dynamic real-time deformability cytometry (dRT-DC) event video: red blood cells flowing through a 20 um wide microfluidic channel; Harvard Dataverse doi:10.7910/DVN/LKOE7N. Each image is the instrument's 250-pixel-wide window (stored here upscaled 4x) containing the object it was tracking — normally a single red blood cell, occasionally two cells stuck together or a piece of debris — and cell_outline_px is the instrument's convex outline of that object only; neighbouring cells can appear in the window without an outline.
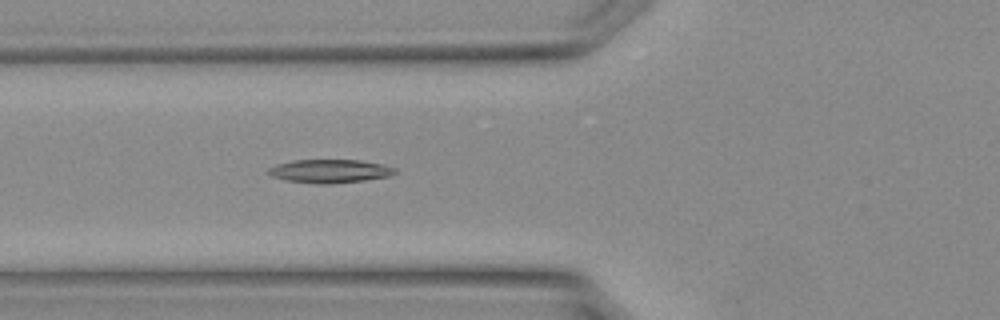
{"species": "Egyptian fruit bat (a non-hibernating species)", "species_latin": "Rousettus aegyptiacus", "temperature_condition": "warm", "stored_images_in_passage": 28, "camera_frame_rate_fps": 3000, "um_per_image_px": 0.085, "animal": {"sex": "female"}, "frame": {"image": 1, "passage_image": 6, "time_ms": 1.667, "image_size_px": [1000, 320], "cell_outline_px": [[396, 172], [388, 176], [364, 180], [328, 184], [320, 184], [288, 180], [272, 176], [264, 172], [268, 168], [276, 164], [292, 160], [360, 160], [384, 164], [396, 168]], "centroid_in_image_um": [28.01, 14.53], "position_along_channel_um": 97.8, "area_um2": 17.28}}
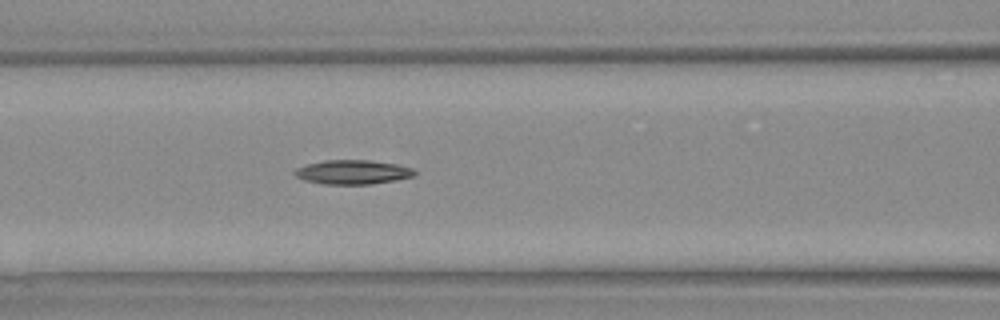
{"frame": {"image": 2, "passage_image": 8, "time_ms": 2.333, "image_size_px": [1000, 320], "cell_outline_px": [[416, 172], [412, 176], [396, 180], [372, 184], [324, 184], [304, 180], [296, 176], [292, 172], [296, 168], [308, 164], [324, 160], [368, 160], [396, 164], [412, 168]], "centroid_in_image_um": [29.95, 14.63], "position_along_channel_um": 136.6, "area_um2": 16.82}}
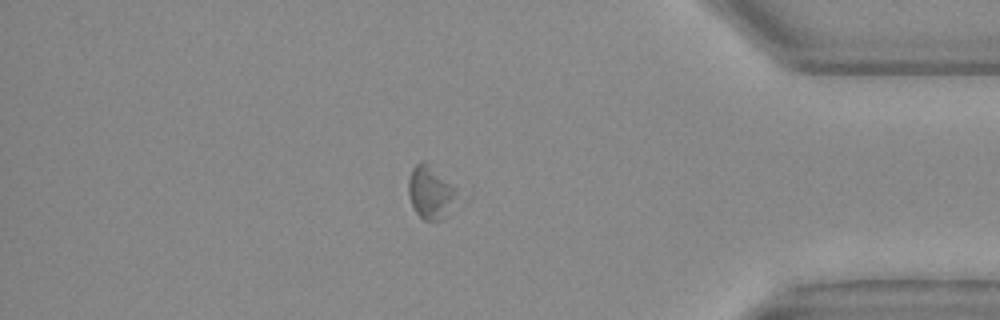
{"frame": {"image": 3, "passage_image": 23, "time_ms": 7.333, "image_size_px": [1000, 320], "cell_outline_px": [[472, 196], [440, 220], [424, 220], [416, 212], [412, 204], [408, 192], [408, 180], [412, 168], [420, 160], [428, 160], [472, 188]], "centroid_in_image_um": [37.01, 16.24], "position_along_channel_um": 398.2, "area_um2": 18.67}}